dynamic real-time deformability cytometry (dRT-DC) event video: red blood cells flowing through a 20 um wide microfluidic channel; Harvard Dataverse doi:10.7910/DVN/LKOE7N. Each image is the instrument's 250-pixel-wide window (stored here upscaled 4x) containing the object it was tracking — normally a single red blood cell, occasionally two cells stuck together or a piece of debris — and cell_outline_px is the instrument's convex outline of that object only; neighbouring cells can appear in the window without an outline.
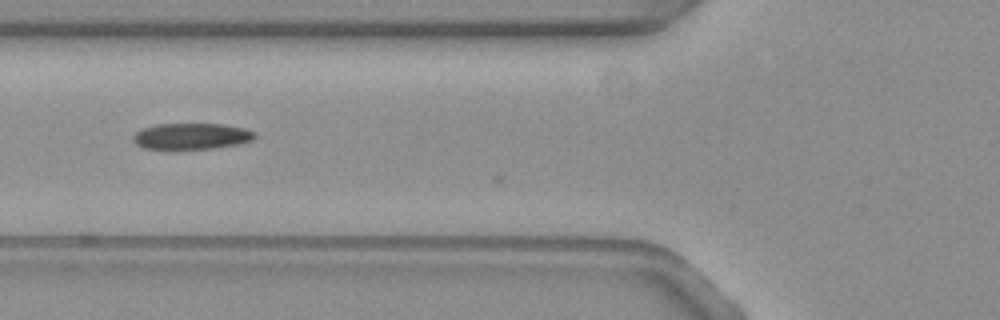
{"species": "common noctule bat (a hibernating species)", "species_latin": "Nyctalus noctula", "temperature_condition": "warm", "stored_images_in_passage": 23, "camera_frame_rate_fps": 3000, "um_per_image_px": 0.085, "animal": {"sex": "female", "body_mass_g": 19.3, "forearm_length_mm": 54.1}, "frame": {"image": 1, "passage_image": 3, "time_ms": 0.667, "image_size_px": [1000, 320], "cell_outline_px": [[256, 136], [252, 140], [240, 144], [212, 148], [144, 148], [136, 144], [132, 140], [132, 136], [136, 132], [144, 128], [156, 124], [224, 124], [244, 128], [256, 132]], "centroid_in_image_um": [16.3, 11.56], "position_along_channel_um": 109.5, "area_um2": 18.38}}
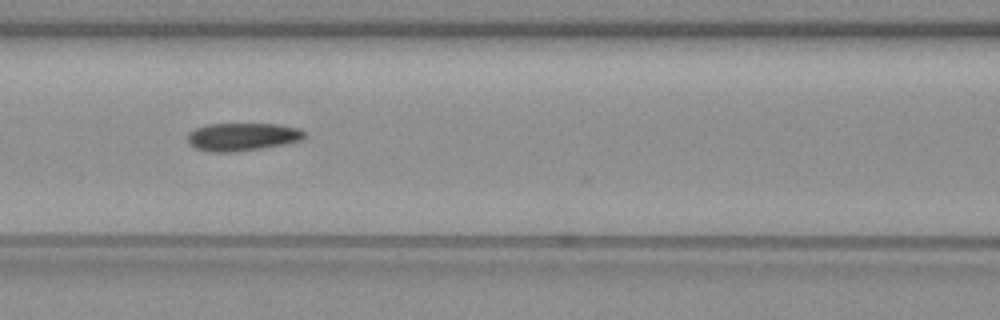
{"frame": {"image": 2, "passage_image": 6, "time_ms": 1.667, "image_size_px": [1000, 320], "cell_outline_px": [[304, 136], [300, 140], [260, 148], [236, 152], [212, 152], [196, 148], [188, 140], [188, 136], [196, 128], [208, 124], [280, 124], [300, 128], [304, 132]], "centroid_in_image_um": [20.61, 11.62], "position_along_channel_um": 146.0, "area_um2": 18.61}}